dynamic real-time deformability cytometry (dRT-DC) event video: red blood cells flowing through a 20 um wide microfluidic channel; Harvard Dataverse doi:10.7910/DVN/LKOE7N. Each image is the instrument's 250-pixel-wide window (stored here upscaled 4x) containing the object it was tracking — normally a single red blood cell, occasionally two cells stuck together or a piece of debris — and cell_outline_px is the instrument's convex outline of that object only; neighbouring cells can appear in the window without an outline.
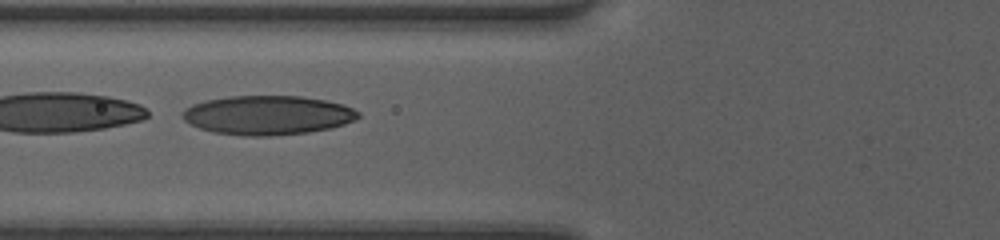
{"species": "human", "species_latin": "Homo sapiens", "temperature_condition": "room temperature", "stored_images_in_passage": 35, "camera_frame_rate_fps": 3000, "um_per_image_px": 0.085, "donor": {"sex": "female"}, "frame": {"image": 1, "passage_image": 7, "time_ms": 2.0, "image_size_px": [1000, 240], "cell_outline_px": [[360, 116], [356, 120], [332, 128], [308, 132], [268, 136], [244, 136], [216, 132], [200, 128], [184, 120], [180, 116], [184, 108], [192, 104], [204, 100], [228, 96], [300, 96], [324, 100], [340, 104], [352, 108], [360, 112]], "centroid_in_image_um": [22.73, 9.78], "position_along_channel_um": 103.1, "area_um2": 40.17}}
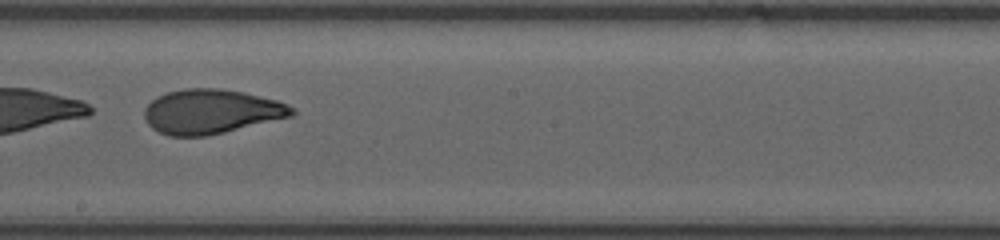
{"frame": {"image": 2, "passage_image": 16, "time_ms": 5.0, "image_size_px": [1000, 240], "cell_outline_px": [[296, 112], [292, 116], [224, 132], [204, 136], [168, 136], [152, 128], [148, 124], [144, 116], [144, 108], [156, 96], [168, 92], [184, 88], [220, 88], [244, 92], [276, 100], [288, 104], [296, 108]], "centroid_in_image_um": [17.95, 9.47], "position_along_channel_um": 230.3, "area_um2": 38.26}}
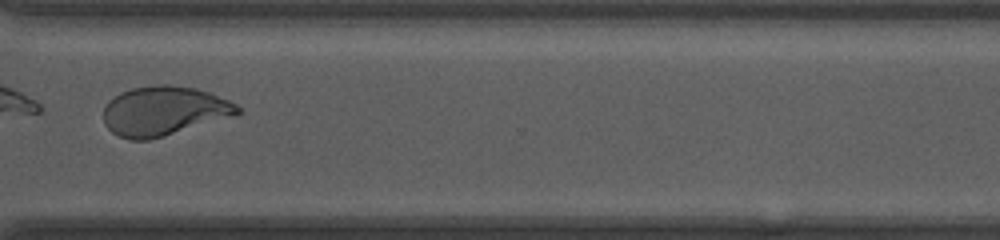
{"frame": {"image": 3, "passage_image": 25, "time_ms": 8.0, "image_size_px": [1000, 240], "cell_outline_px": [[240, 112], [236, 116], [148, 140], [128, 140], [112, 132], [104, 124], [104, 108], [108, 100], [120, 92], [132, 88], [160, 84], [168, 84], [196, 88], [208, 92], [228, 100], [236, 104], [240, 108]], "centroid_in_image_um": [13.92, 9.43], "position_along_channel_um": 356.7, "area_um2": 38.61}, "authors_computed_cell_mechanics": {"area_um2": 39.0728, "velocity_mm_per_s": 4.2154, "shape_relaxation_time_tau1_ms": 1.0388, "shape_relaxation_time_tau2_ms": 1.3997, "deformation_change_tau1": 0.2951, "deformation_change_tau2": 0.0774}}